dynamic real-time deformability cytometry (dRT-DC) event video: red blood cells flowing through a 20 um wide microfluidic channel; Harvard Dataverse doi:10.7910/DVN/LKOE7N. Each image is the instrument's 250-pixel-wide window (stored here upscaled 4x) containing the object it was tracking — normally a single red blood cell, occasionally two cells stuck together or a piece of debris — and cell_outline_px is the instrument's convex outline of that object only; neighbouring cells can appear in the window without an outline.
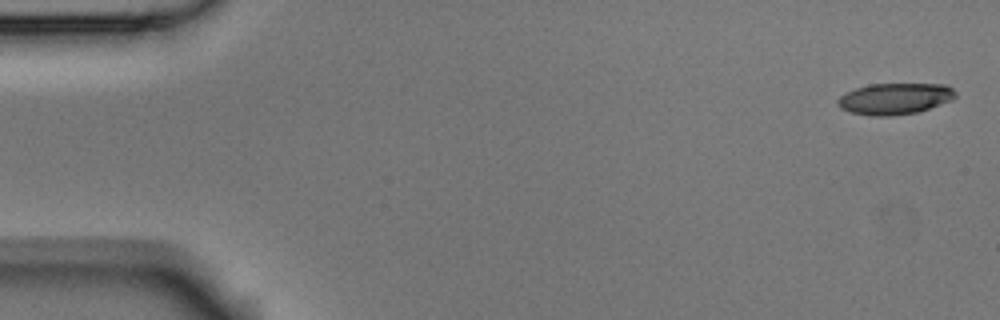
{"species": "Egyptian fruit bat (a non-hibernating species)", "species_latin": "Rousettus aegyptiacus", "temperature_condition": "room temperature", "stored_images_in_passage": 5, "camera_frame_rate_fps": 3000, "um_per_image_px": 0.085, "animal": {"sex": "male"}, "frame": {"image": 1, "passage_image": 1, "time_ms": 0.0, "image_size_px": [1000, 320], "cell_outline_px": [[956, 96], [952, 100], [916, 112], [888, 116], [872, 116], [852, 112], [840, 108], [836, 104], [836, 100], [844, 92], [868, 84], [948, 84], [956, 92]], "centroid_in_image_um": [76.03, 8.38], "position_along_channel_um": 9.0, "area_um2": 21.5}}
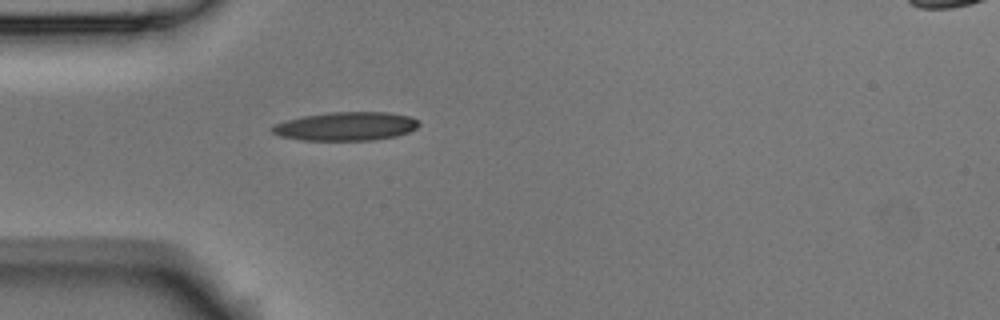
{"frame": {"image": 2, "passage_image": 5, "time_ms": 1.333, "image_size_px": [1000, 320], "cell_outline_px": [[420, 124], [416, 128], [408, 132], [396, 136], [372, 140], [300, 140], [280, 136], [272, 132], [268, 128], [276, 124], [288, 120], [304, 116], [328, 112], [388, 112], [408, 116], [420, 120]], "centroid_in_image_um": [29.42, 10.73], "position_along_channel_um": 55.6, "area_um2": 24.45}}